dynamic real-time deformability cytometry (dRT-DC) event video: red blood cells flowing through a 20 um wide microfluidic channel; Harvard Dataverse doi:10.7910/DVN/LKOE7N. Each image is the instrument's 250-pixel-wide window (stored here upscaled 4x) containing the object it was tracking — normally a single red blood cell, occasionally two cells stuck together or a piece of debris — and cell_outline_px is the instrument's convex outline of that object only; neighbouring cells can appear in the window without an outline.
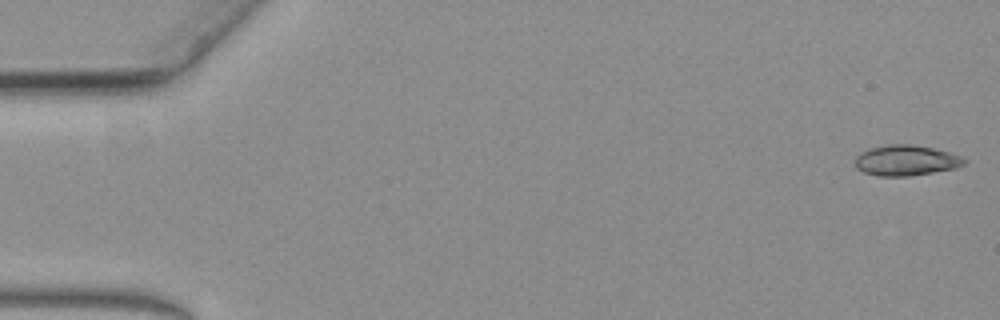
{"species": "common noctule bat (a hibernating species)", "species_latin": "Nyctalus noctula", "temperature_condition": "warm", "stored_images_in_passage": 61, "camera_frame_rate_fps": 3000, "um_per_image_px": 0.085, "animal": {"sex": "female", "body_mass_g": 19.3, "forearm_length_mm": 54.1}, "frame": {"image": 1, "passage_image": 1, "time_ms": 0.0, "image_size_px": [1000, 320], "cell_outline_px": [[968, 160], [964, 164], [956, 168], [908, 176], [880, 176], [864, 172], [856, 168], [852, 160], [860, 152], [872, 148], [888, 144], [912, 144], [932, 148], [964, 156]], "centroid_in_image_um": [77.0, 13.63], "position_along_channel_um": 8.0, "area_um2": 19.54}}
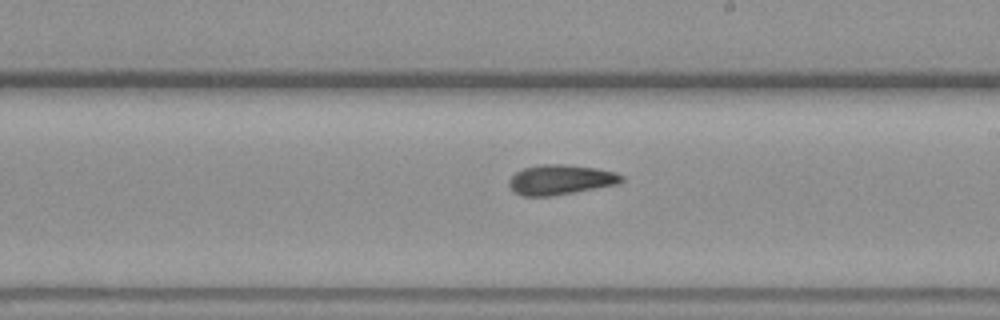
{"frame": {"image": 2, "passage_image": 35, "time_ms": 11.333, "image_size_px": [1000, 320], "cell_outline_px": [[624, 180], [616, 184], [552, 196], [520, 196], [512, 192], [508, 184], [508, 180], [516, 172], [524, 168], [540, 164], [564, 164], [596, 168], [616, 172], [624, 176]], "centroid_in_image_um": [47.6, 15.27], "position_along_channel_um": 241.4, "area_um2": 19.71}}
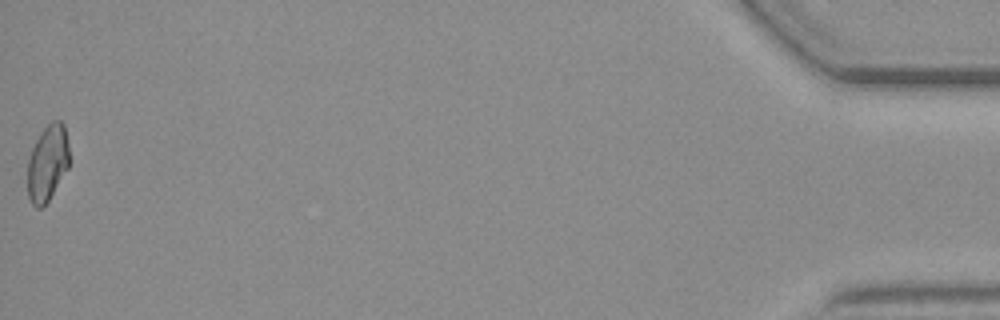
{"frame": {"image": 3, "passage_image": 61, "time_ms": 20.0, "image_size_px": [1000, 320], "cell_outline_px": [[68, 168], [48, 200], [40, 208], [36, 208], [32, 204], [28, 196], [28, 160], [32, 148], [40, 132], [52, 120], [60, 120], [64, 124], [68, 144]], "centroid_in_image_um": [4.03, 13.83], "position_along_channel_um": 431.2, "area_um2": 18.32}}